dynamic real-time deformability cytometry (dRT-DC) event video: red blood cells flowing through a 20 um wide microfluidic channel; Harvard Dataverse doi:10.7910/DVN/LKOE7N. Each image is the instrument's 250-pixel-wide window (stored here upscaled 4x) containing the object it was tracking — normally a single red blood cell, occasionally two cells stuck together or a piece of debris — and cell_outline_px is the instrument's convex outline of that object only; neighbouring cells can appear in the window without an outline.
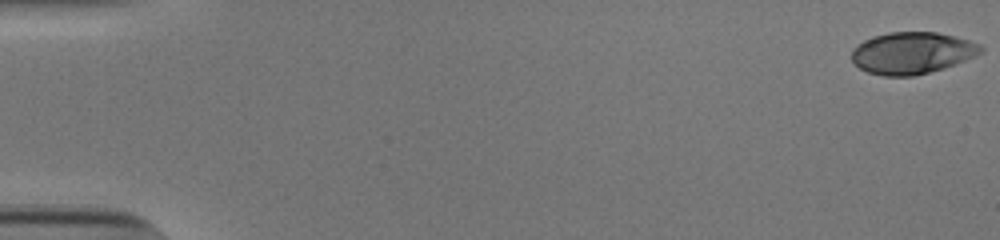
{"species": "human", "species_latin": "Homo sapiens", "temperature_condition": "cold", "stored_images_in_passage": 47, "camera_frame_rate_fps": 3000, "um_per_image_px": 0.085, "donor": {"sex": "male"}, "frame": {"image": 1, "passage_image": 1, "time_ms": 0.0, "image_size_px": [1000, 240], "cell_outline_px": [[984, 48], [976, 56], [944, 68], [912, 76], [884, 76], [868, 72], [860, 68], [852, 60], [852, 52], [856, 44], [864, 40], [888, 32], [936, 32], [968, 40], [980, 44]], "centroid_in_image_um": [77.52, 4.5], "position_along_channel_um": 7.5, "area_um2": 31.21}}
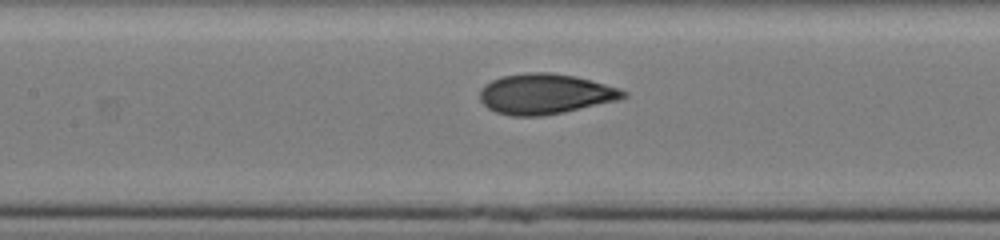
{"frame": {"image": 2, "passage_image": 26, "time_ms": 8.333, "image_size_px": [1000, 240], "cell_outline_px": [[628, 96], [616, 100], [564, 112], [540, 116], [512, 116], [496, 112], [488, 108], [480, 100], [480, 88], [484, 84], [492, 80], [504, 76], [528, 72], [552, 72], [576, 76], [620, 88], [628, 92]], "centroid_in_image_um": [46.33, 7.98], "position_along_channel_um": 161.1, "area_um2": 33.7}}
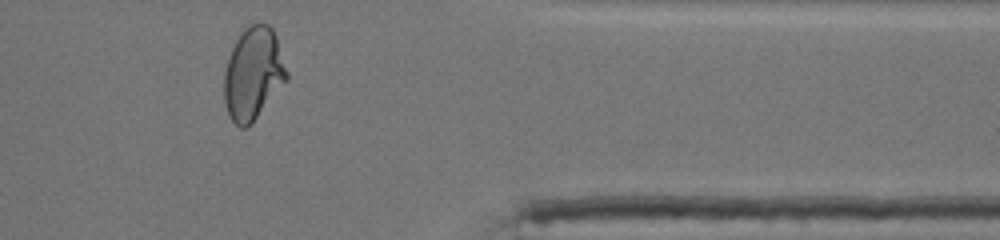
{"frame": {"image": 3, "passage_image": 45, "time_ms": 14.667, "image_size_px": [1000, 240], "cell_outline_px": [[288, 80], [252, 124], [248, 128], [240, 128], [228, 116], [224, 100], [224, 72], [228, 56], [236, 40], [252, 24], [268, 24], [272, 28], [276, 36], [288, 72]], "centroid_in_image_um": [21.53, 6.32], "position_along_channel_um": 389.9, "area_um2": 33.81}, "authors_computed_cell_mechanics": {"area_um2": 32.7148, "velocity_mm_per_s": 3.8747, "shape_relaxation_time_tau1_ms": 7.1368, "shape_relaxation_time_tau2_ms": 0.8371, "deformation_change_tau1": 0.2154, "deformation_change_tau2": 0.0583}}